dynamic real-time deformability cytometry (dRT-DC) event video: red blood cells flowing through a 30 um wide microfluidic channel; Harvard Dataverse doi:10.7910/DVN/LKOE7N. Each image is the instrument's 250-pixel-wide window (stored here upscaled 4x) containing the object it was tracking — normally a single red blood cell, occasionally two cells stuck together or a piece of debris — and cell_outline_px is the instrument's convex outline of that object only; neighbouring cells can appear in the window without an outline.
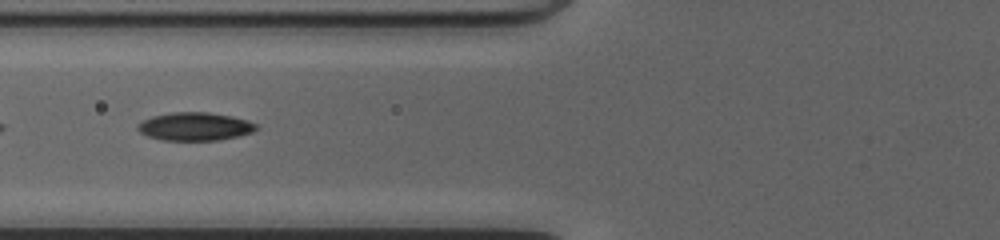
{"species": "common noctule bat (a hibernating species)", "species_latin": "Nyctalus noctula", "temperature_condition": "cold", "stored_images_in_passage": 30, "camera_frame_rate_fps": 3000, "um_per_image_px": 0.085, "animal": {"sex": "female", "body_mass_g": 20.0, "forearm_length_mm": 54.0}, "frame": {"image": 1, "passage_image": 5, "time_ms": 1.333, "image_size_px": [1000, 240], "cell_outline_px": [[260, 128], [252, 132], [240, 136], [220, 140], [160, 140], [148, 136], [140, 132], [136, 128], [136, 124], [152, 116], [172, 112], [208, 112], [232, 116], [248, 120], [256, 124]], "centroid_in_image_um": [16.58, 10.75], "position_along_channel_um": 109.2, "area_um2": 19.65}, "authors_computed_cell_mechanics": {"area_um2": 18.9006, "velocity_mm_per_s": 4.1363, "shape_relaxation_time_tau1_ms": 5.3857, "shape_relaxation_time_tau2_ms": 1.4034, "deformation_change_tau1": 0.1871, "deformation_change_tau2": 0.057}}